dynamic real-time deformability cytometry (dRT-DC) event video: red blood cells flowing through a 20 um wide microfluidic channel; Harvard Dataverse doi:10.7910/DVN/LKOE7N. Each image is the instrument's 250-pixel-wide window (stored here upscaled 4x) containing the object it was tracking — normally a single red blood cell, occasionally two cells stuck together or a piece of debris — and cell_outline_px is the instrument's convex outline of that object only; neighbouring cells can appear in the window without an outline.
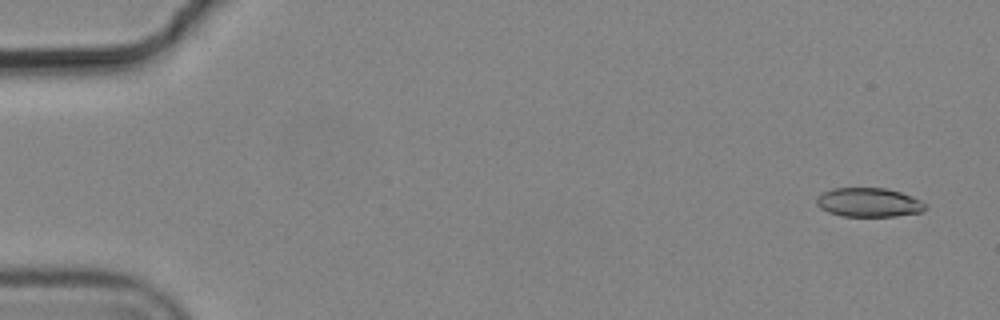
{"species": "common noctule bat (a hibernating species)", "species_latin": "Nyctalus noctula", "temperature_condition": "cold", "stored_images_in_passage": 6, "camera_frame_rate_fps": 3000, "um_per_image_px": 0.085, "animal": {"sex": "male", "body_mass_g": 19.2, "forearm_length_mm": 51.8}, "frame": {"image": 1, "passage_image": 1, "time_ms": 0.0, "image_size_px": [1000, 320], "cell_outline_px": [[928, 204], [920, 212], [896, 216], [840, 216], [828, 212], [820, 208], [816, 204], [816, 196], [832, 188], [884, 188], [900, 192], [912, 196]], "centroid_in_image_um": [73.81, 17.2], "position_along_channel_um": 11.2, "area_um2": 18.44}}
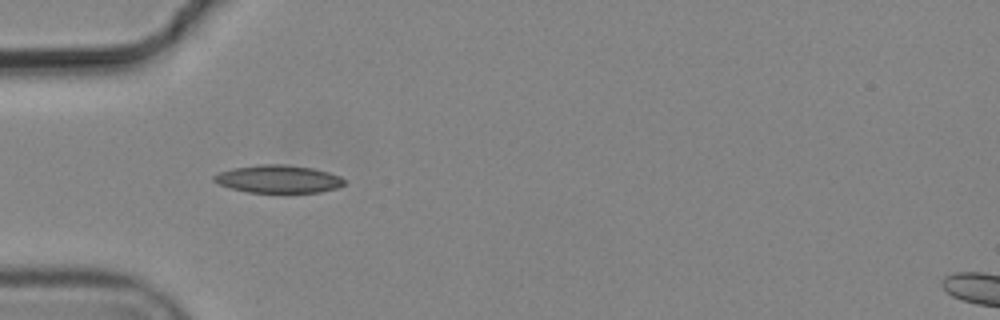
{"frame": {"image": 2, "passage_image": 5, "time_ms": 1.333, "image_size_px": [1000, 320], "cell_outline_px": [[344, 184], [336, 188], [320, 192], [248, 192], [232, 188], [220, 184], [212, 180], [212, 176], [220, 172], [232, 168], [260, 164], [284, 164], [312, 168], [328, 172], [340, 176], [344, 180]], "centroid_in_image_um": [23.64, 15.21], "position_along_channel_um": 61.4, "area_um2": 20.92}}
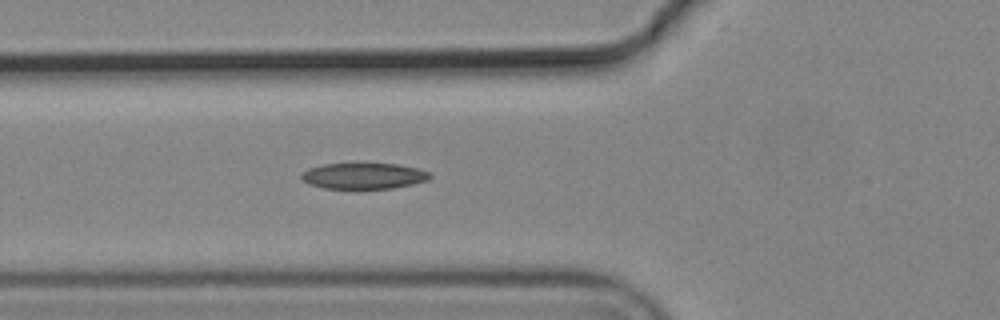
{"frame": {"image": 3, "passage_image": 6, "time_ms": 1.667, "image_size_px": [1000, 320], "cell_outline_px": [[432, 176], [428, 180], [412, 184], [392, 188], [324, 188], [308, 184], [300, 176], [308, 168], [324, 164], [400, 164], [432, 172]], "centroid_in_image_um": [30.95, 14.95], "position_along_channel_um": 94.9, "area_um2": 19.31}}